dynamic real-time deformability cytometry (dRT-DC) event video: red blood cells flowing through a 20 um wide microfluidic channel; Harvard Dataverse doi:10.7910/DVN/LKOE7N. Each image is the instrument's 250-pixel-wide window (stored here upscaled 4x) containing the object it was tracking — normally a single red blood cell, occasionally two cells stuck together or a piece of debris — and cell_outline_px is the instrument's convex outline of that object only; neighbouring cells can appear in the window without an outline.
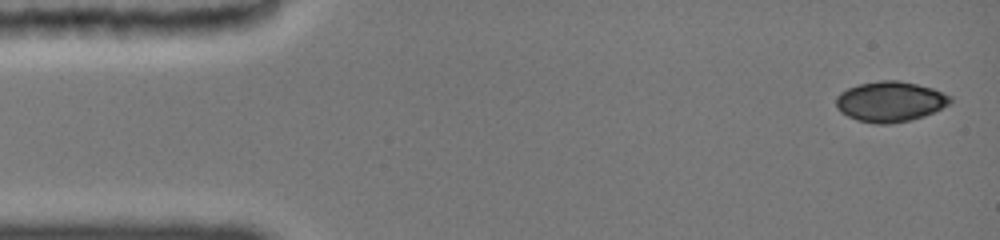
{"species": "common noctule bat (a hibernating species)", "species_latin": "Nyctalus noctula", "temperature_condition": "cold", "stored_images_in_passage": 20, "camera_frame_rate_fps": 3000, "um_per_image_px": 0.085, "animal": {"sex": "female", "body_mass_g": 19.0, "forearm_length_mm": 51.5}, "frame": {"image": 1, "passage_image": 1, "time_ms": 0.0, "image_size_px": [1000, 240], "cell_outline_px": [[952, 100], [948, 104], [924, 116], [908, 120], [888, 124], [880, 124], [860, 120], [848, 116], [836, 104], [836, 96], [840, 92], [848, 88], [860, 84], [880, 80], [900, 80], [932, 88], [952, 96]], "centroid_in_image_um": [75.68, 8.61], "position_along_channel_um": 9.3, "area_um2": 26.36}}
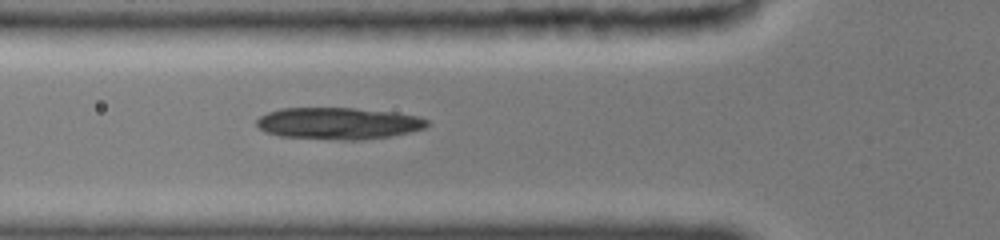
{"frame": {"image": 2, "passage_image": 17, "time_ms": 5.0, "image_size_px": [1000, 240], "cell_outline_px": [[428, 124], [424, 128], [388, 136], [352, 140], [348, 140], [280, 136], [268, 132], [260, 128], [256, 124], [256, 120], [260, 116], [268, 112], [280, 108], [352, 108], [392, 112], [416, 116], [428, 120]], "centroid_in_image_um": [28.71, 10.47], "position_along_channel_um": 97.1, "area_um2": 30.98}}
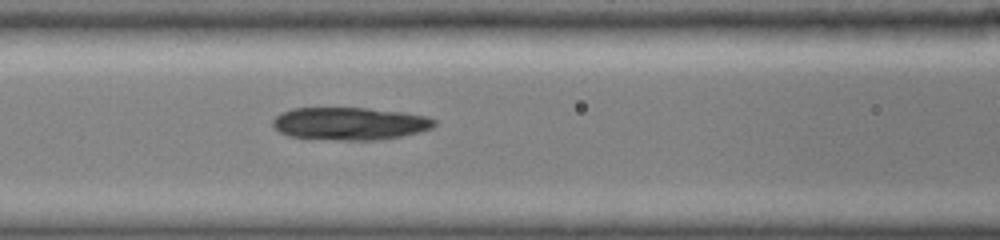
{"frame": {"image": 3, "passage_image": 20, "time_ms": 6.0, "image_size_px": [1000, 240], "cell_outline_px": [[436, 124], [432, 128], [400, 136], [372, 140], [344, 140], [288, 136], [280, 132], [272, 124], [272, 120], [280, 112], [292, 108], [368, 108], [400, 112], [424, 116], [436, 120]], "centroid_in_image_um": [29.68, 10.49], "position_along_channel_um": 136.9, "area_um2": 30.4}}